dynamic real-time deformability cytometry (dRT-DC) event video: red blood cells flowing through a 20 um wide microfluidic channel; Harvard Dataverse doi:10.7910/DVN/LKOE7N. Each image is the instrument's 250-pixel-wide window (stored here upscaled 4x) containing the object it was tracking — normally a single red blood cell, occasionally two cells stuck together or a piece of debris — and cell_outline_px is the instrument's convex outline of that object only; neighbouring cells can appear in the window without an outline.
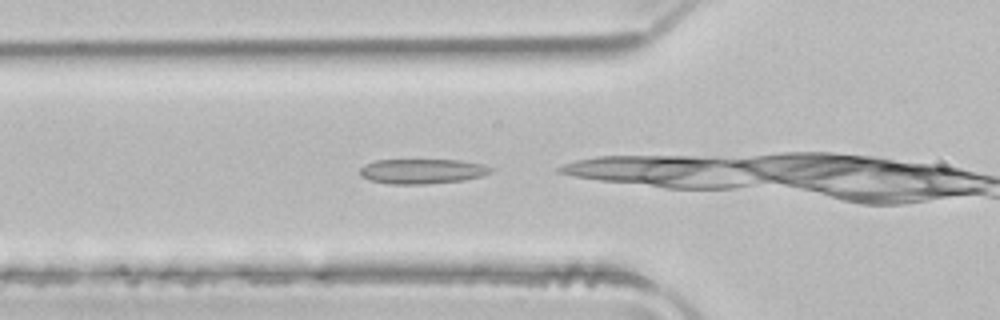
{"species": "common noctule bat (a hibernating species)", "species_latin": "Nyctalus noctula", "temperature_condition": "room temperature", "stored_images_in_passage": 6, "camera_frame_rate_fps": 3000, "um_per_image_px": 0.085, "animal": {"sex": "male", "body_mass_g": 21.5, "forearm_length_mm": 52.0}, "frame": {"image": 1, "passage_image": 2, "time_ms": 0.333, "image_size_px": [1000, 320], "cell_outline_px": [[496, 168], [492, 172], [480, 176], [464, 180], [424, 184], [392, 184], [368, 180], [360, 176], [360, 168], [364, 164], [376, 160], [460, 160], [484, 164]], "centroid_in_image_um": [35.9, 14.55], "position_along_channel_um": 89.9, "area_um2": 19.13}}